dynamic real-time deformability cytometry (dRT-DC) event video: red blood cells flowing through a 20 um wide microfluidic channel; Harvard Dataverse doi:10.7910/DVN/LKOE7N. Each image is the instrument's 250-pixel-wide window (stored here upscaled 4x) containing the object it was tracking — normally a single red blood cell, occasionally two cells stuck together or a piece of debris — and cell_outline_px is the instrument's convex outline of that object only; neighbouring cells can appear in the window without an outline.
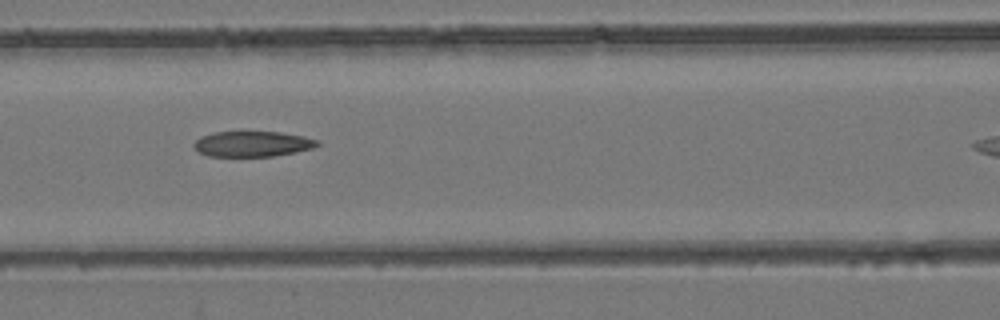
{"species": "common noctule bat (a hibernating species)", "species_latin": "Nyctalus noctula", "temperature_condition": "room temperature", "stored_images_in_passage": 6, "segment_of_instrument_passage": [1, 2], "camera_frame_rate_fps": 3000, "um_per_image_px": 0.085, "animal": {"sex": "female", "body_mass_g": 24.6, "forearm_length_mm": 56.2}, "frame": {"image": 1, "passage_image": 3, "time_ms": 0.667, "image_size_px": [1000, 320], "cell_outline_px": [[320, 144], [312, 148], [296, 152], [272, 156], [208, 156], [200, 152], [192, 144], [200, 136], [216, 132], [280, 132], [304, 136], [320, 140]], "centroid_in_image_um": [21.48, 12.23], "position_along_channel_um": 145.1, "area_um2": 18.26}}
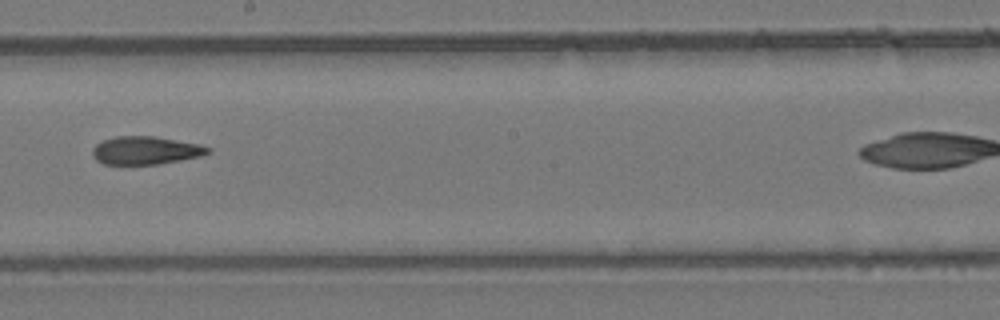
{"frame": {"image": 2, "passage_image": 5, "time_ms": 1.333, "image_size_px": [1000, 320], "cell_outline_px": [[212, 152], [200, 156], [160, 164], [104, 164], [96, 160], [92, 156], [92, 148], [96, 144], [104, 140], [116, 136], [156, 136], [200, 144], [212, 148]], "centroid_in_image_um": [12.39, 12.78], "position_along_channel_um": 235.8, "area_um2": 19.02}}